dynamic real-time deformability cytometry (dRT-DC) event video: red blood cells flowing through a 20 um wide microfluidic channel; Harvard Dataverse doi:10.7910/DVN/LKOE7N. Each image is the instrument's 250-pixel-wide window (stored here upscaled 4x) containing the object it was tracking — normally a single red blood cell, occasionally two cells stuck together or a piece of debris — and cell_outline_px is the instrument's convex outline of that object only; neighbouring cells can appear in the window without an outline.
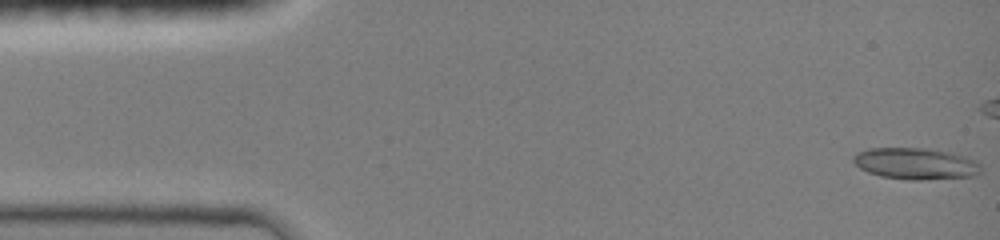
{"species": "common noctule bat (a hibernating species)", "species_latin": "Nyctalus noctula", "temperature_condition": "room temperature", "stored_images_in_passage": 40, "camera_frame_rate_fps": 3000, "um_per_image_px": 0.085, "animal": {"sex": "female", "body_mass_g": 19.0, "forearm_length_mm": 51.5}, "frame": {"image": 1, "passage_image": 1, "time_ms": 0.0, "image_size_px": [1000, 240], "cell_outline_px": [[980, 172], [972, 176], [880, 176], [868, 172], [860, 168], [852, 160], [860, 152], [872, 148], [924, 148], [944, 152], [960, 156], [976, 164]], "centroid_in_image_um": [77.68, 13.84], "position_along_channel_um": 7.3, "area_um2": 20.98}}
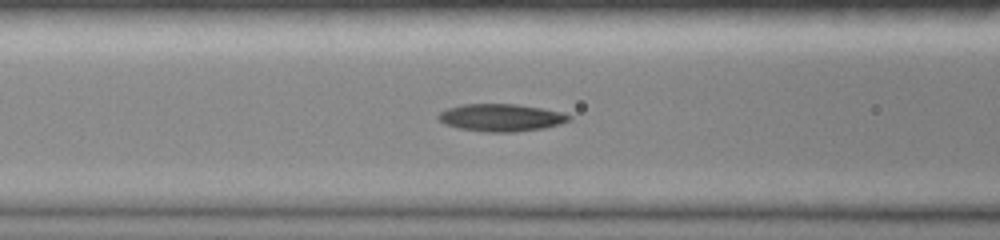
{"frame": {"image": 2, "passage_image": 30, "time_ms": 5.667, "image_size_px": [1000, 240], "cell_outline_px": [[572, 120], [560, 124], [544, 128], [516, 132], [484, 132], [460, 128], [448, 124], [440, 120], [436, 116], [440, 112], [448, 108], [464, 104], [516, 104], [564, 112], [572, 116]], "centroid_in_image_um": [42.65, 10.0], "position_along_channel_um": 123.9, "area_um2": 20.87}}
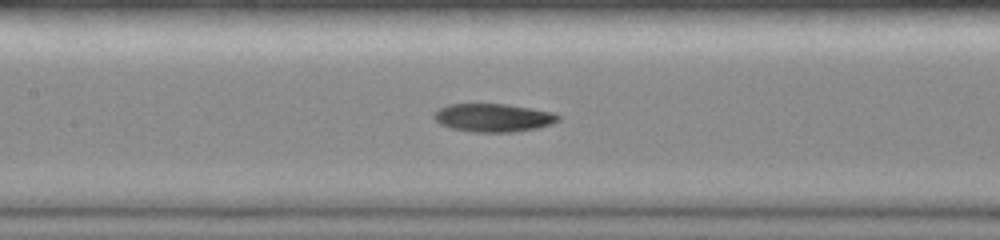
{"frame": {"image": 3, "passage_image": 35, "time_ms": 6.667, "image_size_px": [1000, 240], "cell_outline_px": [[560, 120], [536, 128], [512, 132], [472, 132], [452, 128], [440, 124], [432, 116], [440, 108], [448, 104], [504, 104], [556, 112], [560, 116]], "centroid_in_image_um": [41.93, 10.0], "position_along_channel_um": 165.5, "area_um2": 20.29}}